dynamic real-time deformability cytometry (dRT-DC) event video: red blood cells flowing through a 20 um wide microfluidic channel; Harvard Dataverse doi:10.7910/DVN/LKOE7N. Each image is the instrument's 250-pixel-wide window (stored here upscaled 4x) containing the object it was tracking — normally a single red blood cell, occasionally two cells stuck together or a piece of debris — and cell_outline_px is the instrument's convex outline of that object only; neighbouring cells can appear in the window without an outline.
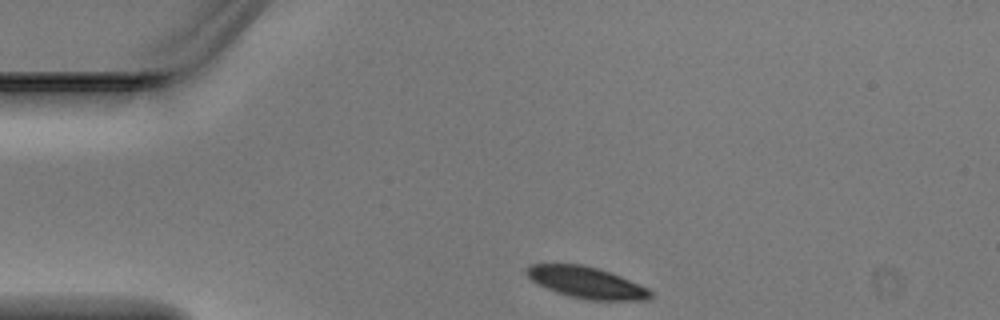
{"species": "Egyptian fruit bat (a non-hibernating species)", "species_latin": "Rousettus aegyptiacus", "temperature_condition": "warm", "stored_images_in_passage": 2, "camera_frame_rate_fps": 3000, "um_per_image_px": 0.085, "animal": {"sex": "male"}, "frame": {"image": 1, "passage_image": 1, "time_ms": 0.0, "image_size_px": [1000, 320], "cell_outline_px": [[652, 296], [648, 300], [588, 300], [556, 292], [532, 280], [524, 272], [528, 264], [584, 264], [620, 276], [640, 284], [648, 288], [652, 292]], "centroid_in_image_um": [49.87, 24.01], "position_along_channel_um": 35.1, "area_um2": 22.48}}